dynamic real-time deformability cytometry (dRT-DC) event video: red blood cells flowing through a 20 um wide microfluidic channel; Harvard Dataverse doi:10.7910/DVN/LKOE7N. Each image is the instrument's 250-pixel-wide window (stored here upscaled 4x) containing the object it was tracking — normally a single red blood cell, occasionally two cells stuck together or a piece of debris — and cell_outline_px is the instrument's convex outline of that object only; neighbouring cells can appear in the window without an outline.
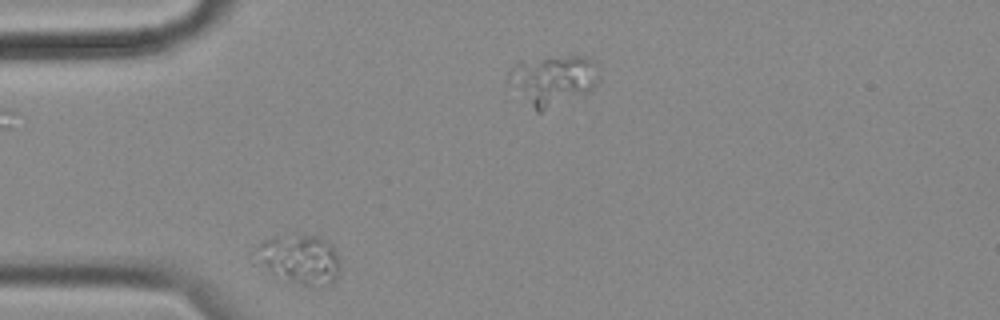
{"species": "common noctule bat (a hibernating species)", "species_latin": "Nyctalus noctula", "temperature_condition": "cold", "stored_images_in_passage": 47, "camera_frame_rate_fps": 3000, "um_per_image_px": 0.085, "animal": {"sex": "female", "body_mass_g": 18.4}, "frame": {"image": 1, "passage_image": 1, "time_ms": 0.0, "image_size_px": [1000, 320], "cell_outline_px": [[340, 268], [336, 280], [332, 284], [304, 284], [292, 280], [268, 268], [256, 248], [264, 240], [272, 236], [300, 232], [320, 236], [328, 240], [332, 244], [340, 260]], "centroid_in_image_um": [25.62, 21.91], "position_along_channel_um": 59.4, "area_um2": 23.52}}
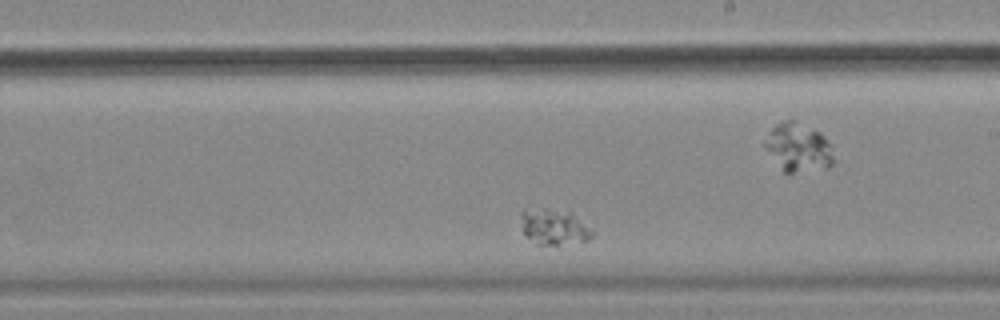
{"frame": {"image": 2, "passage_image": 20, "time_ms": 6.333, "image_size_px": [1000, 320], "cell_outline_px": [[596, 232], [588, 240], [556, 244], [536, 244], [524, 232], [520, 216], [520, 212], [544, 208], [568, 208]], "centroid_in_image_um": [47.16, 19.24], "position_along_channel_um": 241.8, "area_um2": 14.97}}
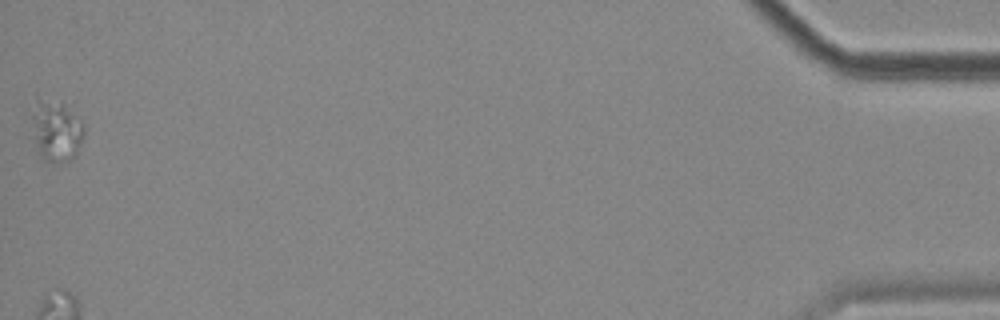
{"frame": {"image": 3, "passage_image": 47, "time_ms": 15.333, "image_size_px": [1000, 320], "cell_outline_px": [[84, 136], [76, 156], [72, 160], [52, 164], [40, 160], [36, 140], [32, 116], [32, 112], [36, 96], [60, 100], [84, 124]], "centroid_in_image_um": [4.79, 11.11], "position_along_channel_um": 430.4, "area_um2": 19.07}}